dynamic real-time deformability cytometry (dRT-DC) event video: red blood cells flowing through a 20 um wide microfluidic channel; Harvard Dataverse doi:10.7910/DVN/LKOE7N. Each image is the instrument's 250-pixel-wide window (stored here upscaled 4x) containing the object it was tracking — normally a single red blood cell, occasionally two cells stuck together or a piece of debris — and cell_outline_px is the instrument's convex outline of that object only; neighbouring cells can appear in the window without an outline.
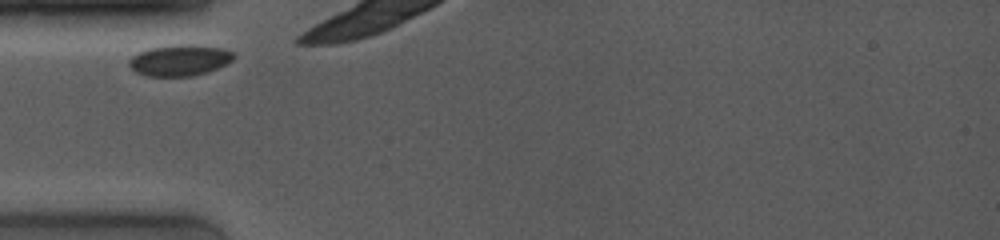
{"species": "common noctule bat (a hibernating species)", "species_latin": "Nyctalus noctula", "temperature_condition": "room temperature", "stored_images_in_passage": 4, "camera_frame_rate_fps": 4000, "um_per_image_px": 0.085, "animal": {"sex": "female", "body_mass_g": 19.0, "forearm_length_mm": 53.3}, "frame": {"image": 1, "passage_image": 1, "time_ms": 0.0, "image_size_px": [1000, 240], "cell_outline_px": [[236, 56], [232, 60], [208, 72], [192, 76], [148, 76], [136, 72], [128, 64], [128, 60], [132, 56], [140, 52], [152, 48], [172, 44], [192, 44], [220, 48], [232, 52]], "centroid_in_image_um": [15.26, 5.12], "position_along_channel_um": 69.7, "area_um2": 18.84}}